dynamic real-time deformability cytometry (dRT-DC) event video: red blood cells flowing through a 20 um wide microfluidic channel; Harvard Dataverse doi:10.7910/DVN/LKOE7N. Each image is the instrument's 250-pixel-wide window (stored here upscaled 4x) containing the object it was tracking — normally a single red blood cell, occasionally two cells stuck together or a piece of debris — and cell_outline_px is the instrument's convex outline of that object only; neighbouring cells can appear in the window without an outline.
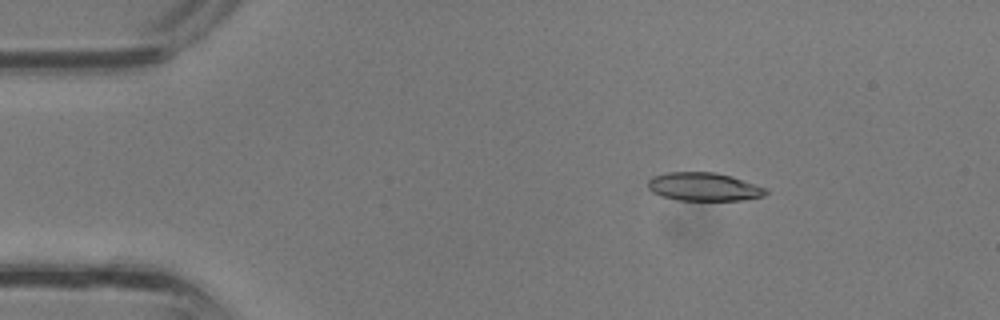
{"species": "common noctule bat (a hibernating species)", "species_latin": "Nyctalus noctula", "temperature_condition": "room temperature", "stored_images_in_passage": 35, "camera_frame_rate_fps": 3000, "um_per_image_px": 0.085, "animal": {"sex": "male", "body_mass_g": 13.3}, "frame": {"image": 1, "passage_image": 6, "time_ms": 1.667, "image_size_px": [1000, 320], "cell_outline_px": [[768, 192], [764, 196], [744, 200], [676, 200], [660, 196], [652, 192], [648, 188], [648, 180], [652, 176], [668, 172], [716, 172], [732, 176], [768, 188]], "centroid_in_image_um": [59.83, 15.87], "position_along_channel_um": 25.2, "area_um2": 19.71}}
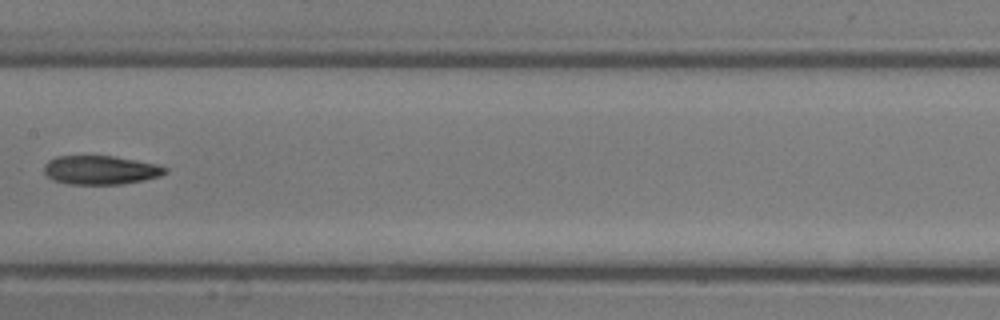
{"frame": {"image": 2, "passage_image": 18, "time_ms": 5.667, "image_size_px": [1000, 320], "cell_outline_px": [[168, 172], [160, 176], [144, 180], [120, 184], [68, 184], [52, 180], [44, 172], [44, 164], [48, 160], [56, 156], [112, 156], [136, 160], [156, 164], [168, 168]], "centroid_in_image_um": [8.54, 14.45], "position_along_channel_um": 198.9, "area_um2": 20.4}}
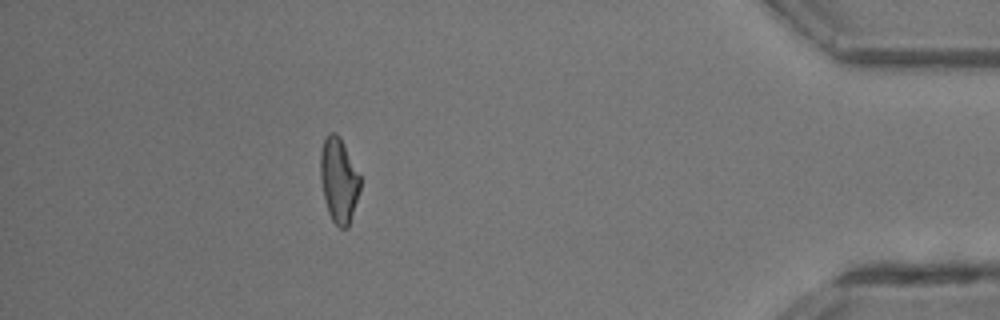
{"frame": {"image": 3, "passage_image": 31, "time_ms": 10.0, "image_size_px": [1000, 320], "cell_outline_px": [[360, 188], [348, 228], [340, 228], [332, 220], [328, 212], [320, 180], [320, 152], [324, 140], [328, 132], [336, 132], [340, 136], [360, 176]], "centroid_in_image_um": [28.78, 15.29], "position_along_channel_um": 406.4, "area_um2": 19.54}}